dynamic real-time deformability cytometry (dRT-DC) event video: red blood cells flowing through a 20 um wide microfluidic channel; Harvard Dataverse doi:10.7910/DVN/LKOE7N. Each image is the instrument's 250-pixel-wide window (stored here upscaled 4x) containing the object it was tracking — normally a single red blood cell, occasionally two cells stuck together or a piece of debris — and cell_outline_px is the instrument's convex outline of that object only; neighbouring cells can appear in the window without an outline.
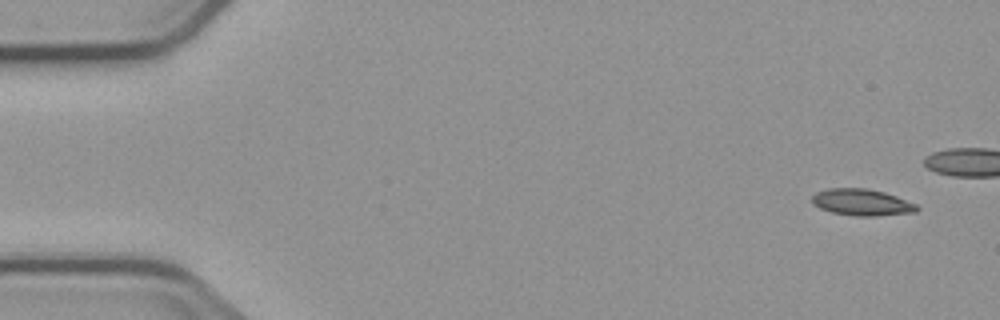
{"species": "common noctule bat (a hibernating species)", "species_latin": "Nyctalus noctula", "temperature_condition": "cold", "stored_images_in_passage": 6, "camera_frame_rate_fps": 3000, "um_per_image_px": 0.085, "animal": {"sex": "male", "body_mass_g": 23.1, "forearm_length_mm": 52.7}, "frame": {"image": 1, "passage_image": 1, "time_ms": 0.0, "image_size_px": [1000, 320], "cell_outline_px": [[920, 208], [916, 212], [876, 216], [860, 216], [832, 212], [820, 208], [812, 204], [812, 196], [816, 192], [828, 188], [868, 188], [884, 192], [896, 196], [916, 204]], "centroid_in_image_um": [73.26, 17.19], "position_along_channel_um": 11.7, "area_um2": 16.24}}
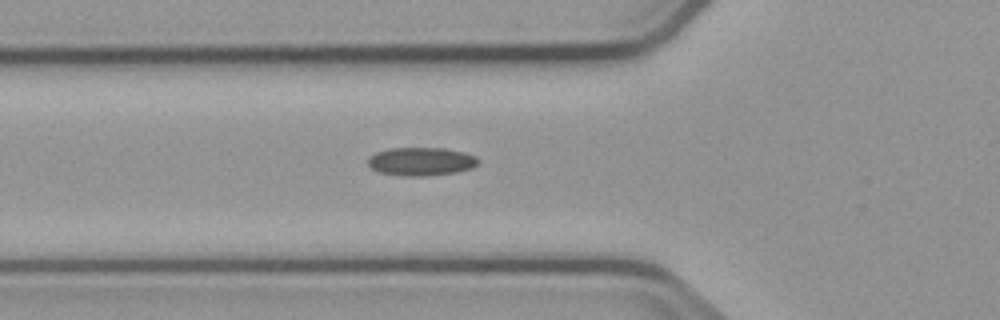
{"frame": {"image": 2, "passage_image": 6, "time_ms": 7.0, "image_size_px": [1000, 320], "cell_outline_px": [[480, 160], [472, 168], [456, 172], [424, 176], [404, 176], [380, 172], [372, 168], [368, 164], [368, 160], [376, 152], [392, 148], [440, 148], [464, 152], [476, 156]], "centroid_in_image_um": [35.82, 13.72], "position_along_channel_um": 90.0, "area_um2": 17.98}}